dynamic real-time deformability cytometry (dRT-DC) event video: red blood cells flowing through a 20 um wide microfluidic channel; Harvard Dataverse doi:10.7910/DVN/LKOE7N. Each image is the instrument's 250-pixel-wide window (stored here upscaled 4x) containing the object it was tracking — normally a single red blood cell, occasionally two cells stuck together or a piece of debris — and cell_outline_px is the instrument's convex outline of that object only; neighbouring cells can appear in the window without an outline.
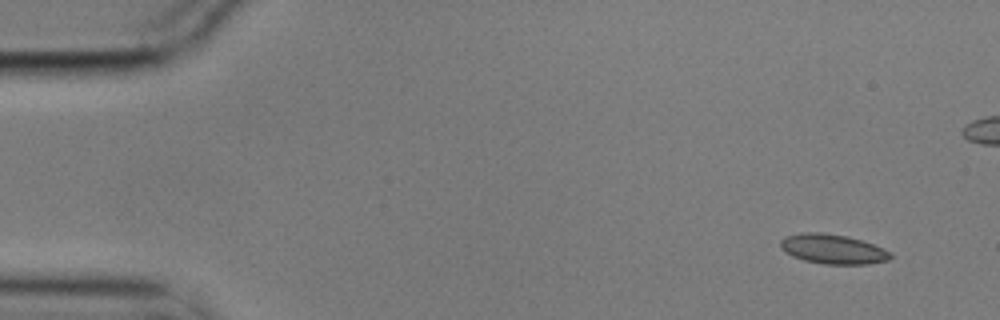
{"species": "common noctule bat (a hibernating species)", "species_latin": "Nyctalus noctula", "temperature_condition": "cold", "stored_images_in_passage": 4, "camera_frame_rate_fps": 3000, "um_per_image_px": 0.085, "animal": {"sex": "male", "body_mass_g": 17.9}, "frame": {"image": 1, "passage_image": 1, "time_ms": 0.0, "image_size_px": [1000, 320], "cell_outline_px": [[892, 256], [888, 260], [868, 264], [824, 264], [804, 260], [792, 256], [784, 252], [780, 248], [780, 240], [784, 236], [800, 232], [820, 232], [848, 236], [884, 248], [892, 252]], "centroid_in_image_um": [70.76, 21.16], "position_along_channel_um": 14.2, "area_um2": 19.19}}